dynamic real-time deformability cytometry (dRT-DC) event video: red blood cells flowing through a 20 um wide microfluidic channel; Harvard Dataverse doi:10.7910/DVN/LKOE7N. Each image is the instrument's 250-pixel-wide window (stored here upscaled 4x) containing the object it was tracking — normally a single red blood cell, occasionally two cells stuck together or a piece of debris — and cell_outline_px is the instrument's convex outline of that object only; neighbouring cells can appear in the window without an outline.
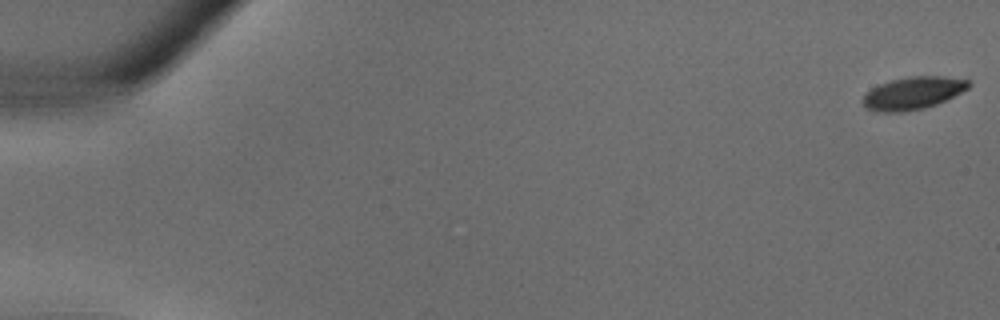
{"species": "common noctule bat (a hibernating species)", "species_latin": "Nyctalus noctula", "temperature_condition": "warm", "stored_images_in_passage": 37, "camera_frame_rate_fps": 3000, "um_per_image_px": 0.085, "animal": {"sex": "male", "body_mass_g": 18.8}, "frame": {"image": 1, "passage_image": 1, "time_ms": 0.0, "image_size_px": [1000, 320], "cell_outline_px": [[972, 84], [968, 88], [936, 104], [924, 108], [904, 112], [876, 112], [864, 108], [860, 100], [864, 92], [880, 84], [892, 80], [908, 76], [944, 76], [968, 80]], "centroid_in_image_um": [77.52, 7.92], "position_along_channel_um": 7.5, "area_um2": 20.23}}
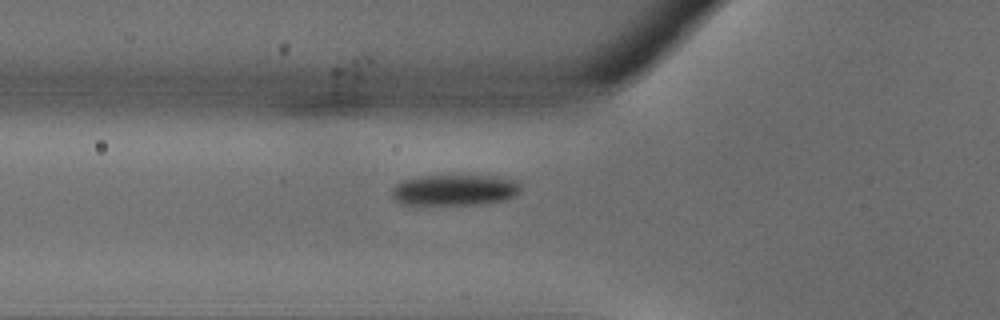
{"frame": {"image": 2, "passage_image": 14, "time_ms": 4.333, "image_size_px": [1000, 320], "cell_outline_px": [[520, 192], [516, 196], [504, 200], [480, 204], [400, 204], [392, 196], [392, 188], [396, 184], [404, 180], [420, 176], [488, 176], [516, 180], [520, 184]], "centroid_in_image_um": [38.65, 16.15], "position_along_channel_um": 87.1, "area_um2": 23.06}}
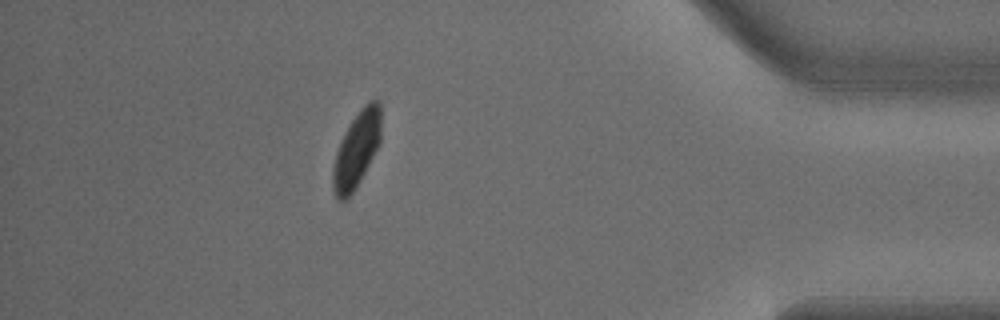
{"frame": {"image": 3, "passage_image": 33, "time_ms": 10.667, "image_size_px": [1000, 320], "cell_outline_px": [[380, 144], [356, 188], [344, 200], [340, 200], [336, 196], [332, 188], [332, 168], [336, 152], [344, 132], [348, 124], [360, 108], [368, 100], [380, 100]], "centroid_in_image_um": [30.3, 12.68], "position_along_channel_um": 404.9, "area_um2": 21.39}}